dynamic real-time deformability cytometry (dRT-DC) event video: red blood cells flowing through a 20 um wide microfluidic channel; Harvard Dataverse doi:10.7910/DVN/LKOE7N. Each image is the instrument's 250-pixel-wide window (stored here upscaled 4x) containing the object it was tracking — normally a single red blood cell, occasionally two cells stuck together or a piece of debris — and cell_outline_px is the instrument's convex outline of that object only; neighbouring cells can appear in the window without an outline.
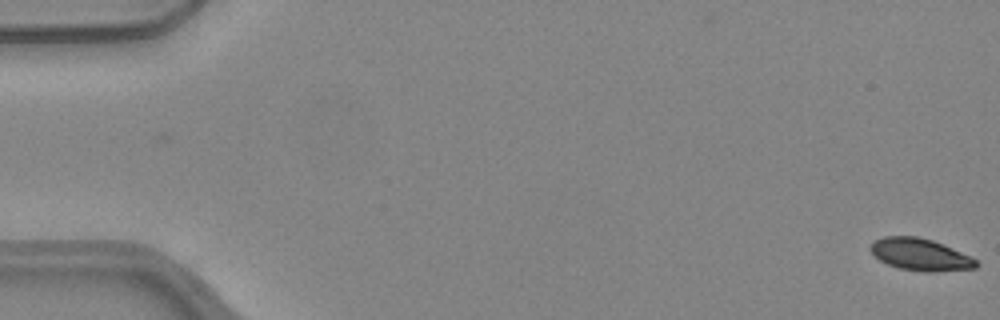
{"species": "common noctule bat (a hibernating species)", "species_latin": "Nyctalus noctula", "temperature_condition": "warm", "stored_images_in_passage": 52, "camera_frame_rate_fps": 3000, "um_per_image_px": 0.085, "animal": {"sex": "female", "body_mass_g": 24.6, "forearm_length_mm": 56.2}, "frame": {"image": 1, "passage_image": 1, "time_ms": 0.0, "image_size_px": [1000, 320], "cell_outline_px": [[980, 264], [976, 268], [932, 272], [924, 272], [900, 268], [888, 264], [880, 260], [868, 248], [876, 240], [884, 236], [916, 236], [932, 240], [944, 244], [972, 256]], "centroid_in_image_um": [78.27, 21.63], "position_along_channel_um": 6.7, "area_um2": 19.77}}
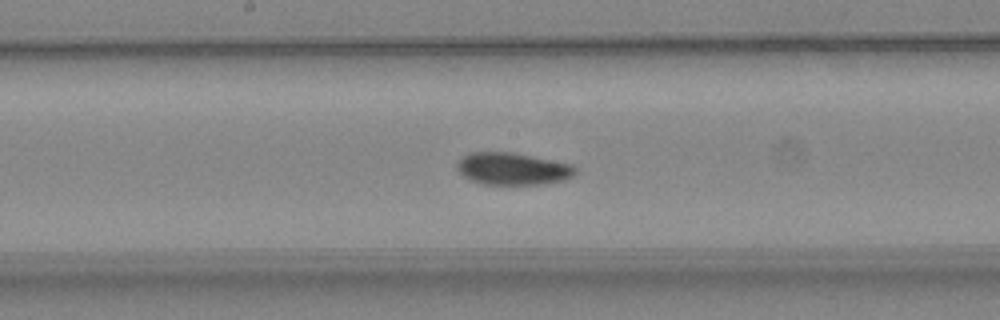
{"frame": {"image": 2, "passage_image": 28, "time_ms": 9.0, "image_size_px": [1000, 320], "cell_outline_px": [[576, 172], [572, 176], [564, 180], [544, 184], [480, 184], [468, 180], [456, 168], [456, 164], [460, 156], [468, 152], [512, 152], [572, 164], [576, 168]], "centroid_in_image_um": [43.52, 14.34], "position_along_channel_um": 204.7, "area_um2": 22.43}}
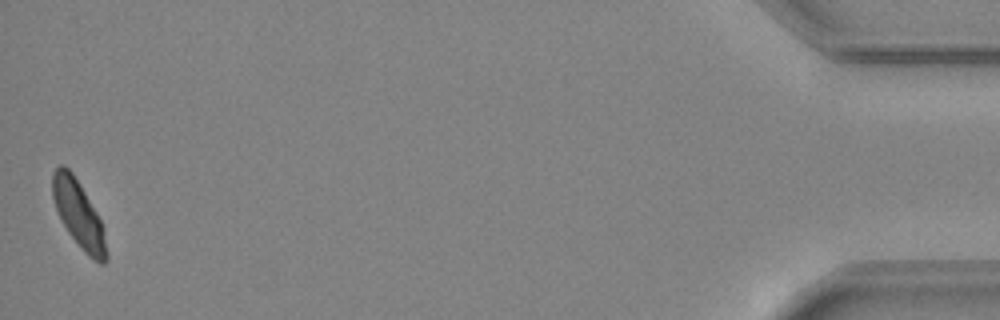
{"frame": {"image": 3, "passage_image": 52, "time_ms": 17.0, "image_size_px": [1000, 320], "cell_outline_px": [[108, 260], [104, 264], [100, 264], [92, 260], [80, 248], [68, 232], [60, 220], [52, 196], [52, 172], [60, 164], [64, 164], [72, 172], [80, 184], [96, 212], [104, 228], [108, 256]], "centroid_in_image_um": [6.69, 18.25], "position_along_channel_um": 428.5, "area_um2": 21.21}, "authors_computed_cell_mechanics": {"area_um2": 21.6172, "velocity_mm_per_s": 4.0072, "shape_relaxation_time_tau1_ms": 3.5138, "shape_relaxation_time_tau2_ms": 2.4939, "deformation_change_tau1": 0.1016, "deformation_change_tau2": 0.0519}}